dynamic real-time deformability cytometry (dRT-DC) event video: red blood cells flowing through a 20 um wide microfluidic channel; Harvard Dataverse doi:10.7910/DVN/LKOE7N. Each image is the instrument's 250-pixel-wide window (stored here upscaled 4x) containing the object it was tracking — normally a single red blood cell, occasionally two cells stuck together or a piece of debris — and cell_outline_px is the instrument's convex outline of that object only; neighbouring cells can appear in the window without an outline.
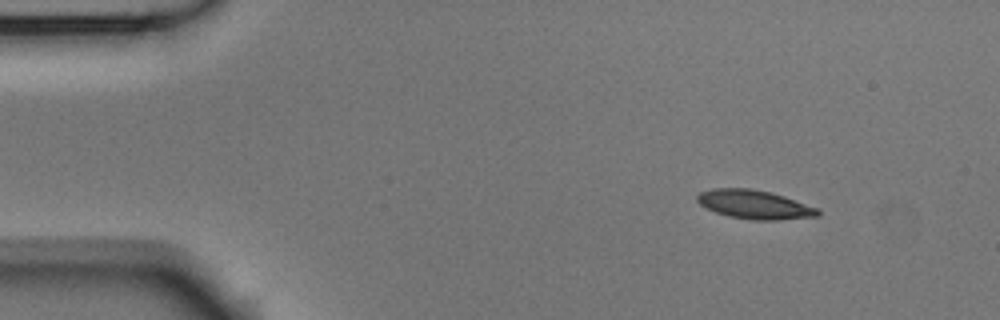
{"species": "Egyptian fruit bat (a non-hibernating species)", "species_latin": "Rousettus aegyptiacus", "temperature_condition": "room temperature", "stored_images_in_passage": 4, "camera_frame_rate_fps": 3000, "um_per_image_px": 0.085, "animal": {"sex": "male"}, "frame": {"image": 1, "passage_image": 1, "time_ms": 0.0, "image_size_px": [1000, 320], "cell_outline_px": [[820, 216], [776, 220], [752, 220], [728, 216], [716, 212], [700, 204], [696, 200], [696, 196], [700, 192], [712, 188], [752, 188], [784, 196], [816, 208], [820, 212]], "centroid_in_image_um": [64.1, 17.38], "position_along_channel_um": 20.9, "area_um2": 20.11}}
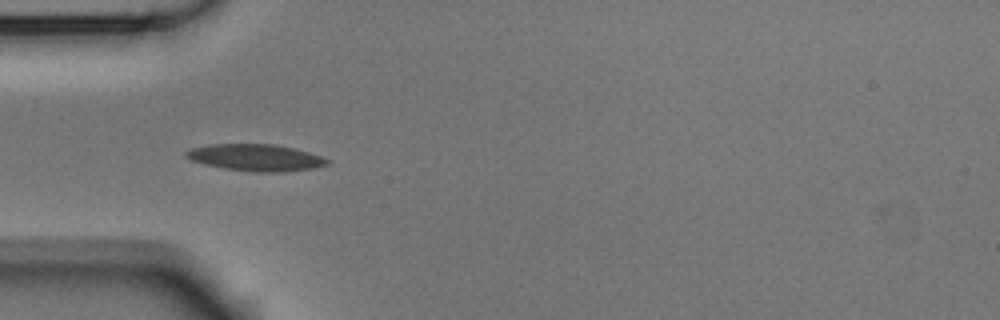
{"frame": {"image": 2, "passage_image": 3, "time_ms": 0.667, "image_size_px": [1000, 320], "cell_outline_px": [[328, 164], [312, 168], [284, 172], [256, 172], [224, 168], [204, 164], [192, 160], [184, 156], [184, 152], [188, 148], [208, 144], [272, 144], [292, 148], [308, 152], [320, 156], [328, 160]], "centroid_in_image_um": [21.66, 13.39], "position_along_channel_um": 63.3, "area_um2": 21.91}}
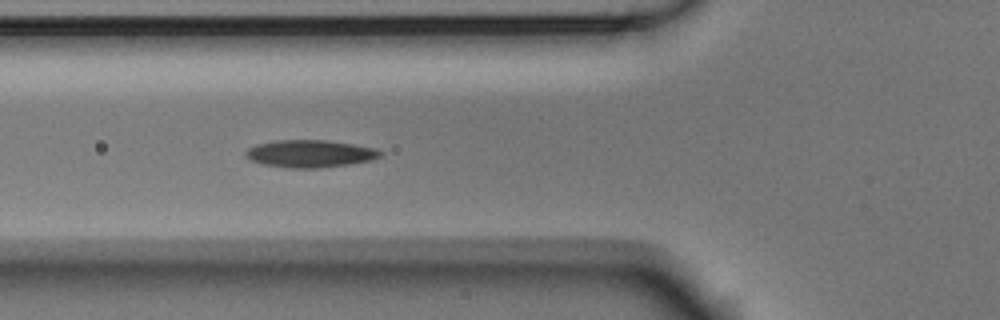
{"frame": {"image": 3, "passage_image": 4, "time_ms": 1.0, "image_size_px": [1000, 320], "cell_outline_px": [[384, 152], [380, 156], [372, 160], [348, 164], [320, 168], [288, 168], [264, 164], [252, 160], [244, 156], [244, 152], [248, 148], [256, 144], [276, 140], [328, 140], [376, 148]], "centroid_in_image_um": [26.35, 13.06], "position_along_channel_um": 99.5, "area_um2": 21.56}}